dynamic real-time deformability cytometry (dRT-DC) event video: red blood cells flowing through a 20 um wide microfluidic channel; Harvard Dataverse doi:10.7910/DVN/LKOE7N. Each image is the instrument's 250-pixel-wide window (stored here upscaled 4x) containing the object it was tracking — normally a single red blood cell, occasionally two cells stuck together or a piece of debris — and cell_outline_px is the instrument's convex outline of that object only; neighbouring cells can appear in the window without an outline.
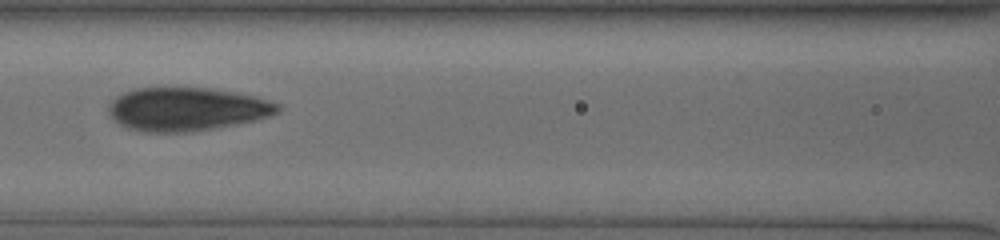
{"species": "human", "species_latin": "Homo sapiens", "temperature_condition": "cold", "stored_images_in_passage": 26, "camera_frame_rate_fps": 3000, "um_per_image_px": 0.085, "donor": {"sex": "male"}, "frame": {"image": 1, "passage_image": 4, "time_ms": 1.0, "image_size_px": [1000, 240], "cell_outline_px": [[280, 112], [256, 120], [236, 124], [192, 132], [144, 132], [128, 128], [120, 124], [108, 112], [108, 104], [116, 96], [124, 92], [136, 88], [208, 88], [232, 92], [252, 96], [268, 100], [280, 104]], "centroid_in_image_um": [15.86, 9.28], "position_along_channel_um": 150.7, "area_um2": 42.6}}
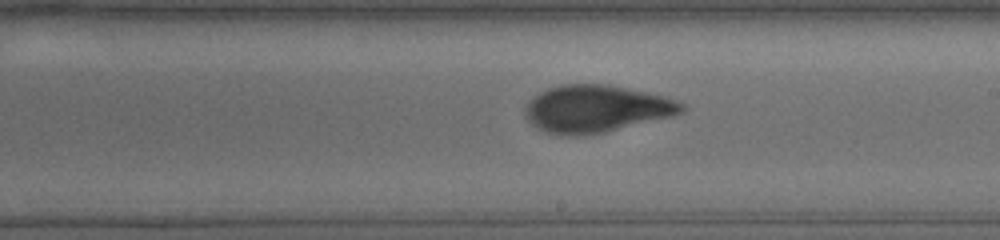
{"frame": {"image": 2, "passage_image": 9, "time_ms": 2.667, "image_size_px": [1000, 240], "cell_outline_px": [[684, 108], [680, 112], [672, 116], [604, 132], [584, 136], [560, 136], [544, 132], [536, 128], [524, 116], [524, 108], [540, 92], [548, 88], [564, 84], [608, 84], [660, 96], [684, 104]], "centroid_in_image_um": [50.59, 9.27], "position_along_channel_um": 238.4, "area_um2": 42.66}}
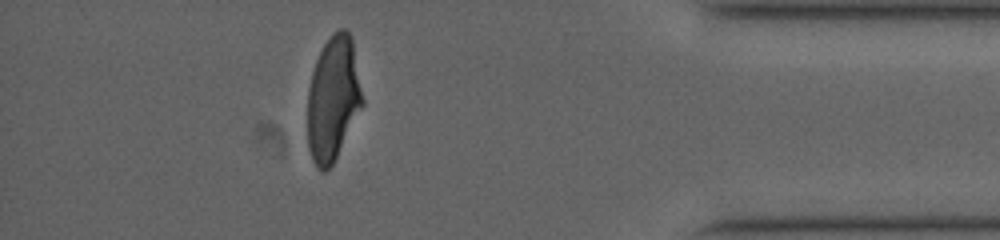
{"frame": {"image": 3, "passage_image": 23, "time_ms": 7.333, "image_size_px": [1000, 240], "cell_outline_px": [[364, 104], [332, 164], [324, 172], [320, 172], [316, 168], [312, 160], [308, 148], [308, 88], [312, 72], [316, 60], [328, 36], [332, 32], [340, 28], [348, 28], [352, 36], [364, 100]], "centroid_in_image_um": [28.32, 8.34], "position_along_channel_um": 406.9, "area_um2": 40.23}}